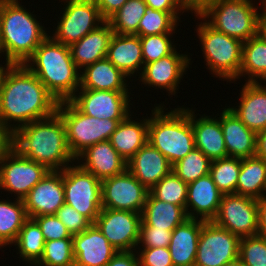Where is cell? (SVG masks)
Returning a JSON list of instances; mask_svg holds the SVG:
<instances>
[{
	"label": "cell",
	"mask_w": 266,
	"mask_h": 266,
	"mask_svg": "<svg viewBox=\"0 0 266 266\" xmlns=\"http://www.w3.org/2000/svg\"><path fill=\"white\" fill-rule=\"evenodd\" d=\"M188 184L173 171L163 177L149 192L161 201L186 208Z\"/></svg>",
	"instance_id": "40"
},
{
	"label": "cell",
	"mask_w": 266,
	"mask_h": 266,
	"mask_svg": "<svg viewBox=\"0 0 266 266\" xmlns=\"http://www.w3.org/2000/svg\"><path fill=\"white\" fill-rule=\"evenodd\" d=\"M173 34L175 33L140 36L144 65L159 60L162 57L171 54L176 48H178L176 46L177 43H174Z\"/></svg>",
	"instance_id": "42"
},
{
	"label": "cell",
	"mask_w": 266,
	"mask_h": 266,
	"mask_svg": "<svg viewBox=\"0 0 266 266\" xmlns=\"http://www.w3.org/2000/svg\"><path fill=\"white\" fill-rule=\"evenodd\" d=\"M258 235L266 238V196L258 199Z\"/></svg>",
	"instance_id": "52"
},
{
	"label": "cell",
	"mask_w": 266,
	"mask_h": 266,
	"mask_svg": "<svg viewBox=\"0 0 266 266\" xmlns=\"http://www.w3.org/2000/svg\"><path fill=\"white\" fill-rule=\"evenodd\" d=\"M102 18L107 21L128 0H95Z\"/></svg>",
	"instance_id": "50"
},
{
	"label": "cell",
	"mask_w": 266,
	"mask_h": 266,
	"mask_svg": "<svg viewBox=\"0 0 266 266\" xmlns=\"http://www.w3.org/2000/svg\"><path fill=\"white\" fill-rule=\"evenodd\" d=\"M240 168V158L226 157L211 161L209 174L223 195L236 193Z\"/></svg>",
	"instance_id": "38"
},
{
	"label": "cell",
	"mask_w": 266,
	"mask_h": 266,
	"mask_svg": "<svg viewBox=\"0 0 266 266\" xmlns=\"http://www.w3.org/2000/svg\"><path fill=\"white\" fill-rule=\"evenodd\" d=\"M203 223L188 218L172 231L168 249L174 266H194Z\"/></svg>",
	"instance_id": "30"
},
{
	"label": "cell",
	"mask_w": 266,
	"mask_h": 266,
	"mask_svg": "<svg viewBox=\"0 0 266 266\" xmlns=\"http://www.w3.org/2000/svg\"><path fill=\"white\" fill-rule=\"evenodd\" d=\"M32 219L40 227L45 241L72 238L70 232L56 215L36 216Z\"/></svg>",
	"instance_id": "46"
},
{
	"label": "cell",
	"mask_w": 266,
	"mask_h": 266,
	"mask_svg": "<svg viewBox=\"0 0 266 266\" xmlns=\"http://www.w3.org/2000/svg\"><path fill=\"white\" fill-rule=\"evenodd\" d=\"M147 8L144 0H128L107 22L115 34L136 35Z\"/></svg>",
	"instance_id": "37"
},
{
	"label": "cell",
	"mask_w": 266,
	"mask_h": 266,
	"mask_svg": "<svg viewBox=\"0 0 266 266\" xmlns=\"http://www.w3.org/2000/svg\"><path fill=\"white\" fill-rule=\"evenodd\" d=\"M29 218L55 215L65 203L63 170H49L23 198Z\"/></svg>",
	"instance_id": "18"
},
{
	"label": "cell",
	"mask_w": 266,
	"mask_h": 266,
	"mask_svg": "<svg viewBox=\"0 0 266 266\" xmlns=\"http://www.w3.org/2000/svg\"><path fill=\"white\" fill-rule=\"evenodd\" d=\"M239 259L246 266H266V238L260 235L240 238Z\"/></svg>",
	"instance_id": "43"
},
{
	"label": "cell",
	"mask_w": 266,
	"mask_h": 266,
	"mask_svg": "<svg viewBox=\"0 0 266 266\" xmlns=\"http://www.w3.org/2000/svg\"><path fill=\"white\" fill-rule=\"evenodd\" d=\"M236 194L260 199L266 196V161L257 156L241 159Z\"/></svg>",
	"instance_id": "32"
},
{
	"label": "cell",
	"mask_w": 266,
	"mask_h": 266,
	"mask_svg": "<svg viewBox=\"0 0 266 266\" xmlns=\"http://www.w3.org/2000/svg\"><path fill=\"white\" fill-rule=\"evenodd\" d=\"M45 239L38 224L29 218L19 231L16 241L12 244L22 261L30 266H35L44 252Z\"/></svg>",
	"instance_id": "35"
},
{
	"label": "cell",
	"mask_w": 266,
	"mask_h": 266,
	"mask_svg": "<svg viewBox=\"0 0 266 266\" xmlns=\"http://www.w3.org/2000/svg\"><path fill=\"white\" fill-rule=\"evenodd\" d=\"M255 156L266 161V128L257 133Z\"/></svg>",
	"instance_id": "54"
},
{
	"label": "cell",
	"mask_w": 266,
	"mask_h": 266,
	"mask_svg": "<svg viewBox=\"0 0 266 266\" xmlns=\"http://www.w3.org/2000/svg\"><path fill=\"white\" fill-rule=\"evenodd\" d=\"M72 240L74 266H106L118 252L94 223Z\"/></svg>",
	"instance_id": "19"
},
{
	"label": "cell",
	"mask_w": 266,
	"mask_h": 266,
	"mask_svg": "<svg viewBox=\"0 0 266 266\" xmlns=\"http://www.w3.org/2000/svg\"><path fill=\"white\" fill-rule=\"evenodd\" d=\"M12 145L20 155L44 165L48 170H63L76 163L67 144L65 123L57 111L47 118L15 129Z\"/></svg>",
	"instance_id": "2"
},
{
	"label": "cell",
	"mask_w": 266,
	"mask_h": 266,
	"mask_svg": "<svg viewBox=\"0 0 266 266\" xmlns=\"http://www.w3.org/2000/svg\"><path fill=\"white\" fill-rule=\"evenodd\" d=\"M183 13L184 12H163L147 8L144 16L139 22L138 33L136 35L140 37L179 32V22H182L180 20V15H183Z\"/></svg>",
	"instance_id": "36"
},
{
	"label": "cell",
	"mask_w": 266,
	"mask_h": 266,
	"mask_svg": "<svg viewBox=\"0 0 266 266\" xmlns=\"http://www.w3.org/2000/svg\"><path fill=\"white\" fill-rule=\"evenodd\" d=\"M55 215L65 225L71 235L85 231L92 224L87 217L66 203L57 210Z\"/></svg>",
	"instance_id": "45"
},
{
	"label": "cell",
	"mask_w": 266,
	"mask_h": 266,
	"mask_svg": "<svg viewBox=\"0 0 266 266\" xmlns=\"http://www.w3.org/2000/svg\"><path fill=\"white\" fill-rule=\"evenodd\" d=\"M28 219L23 200L12 201L9 197L0 199V249L12 247Z\"/></svg>",
	"instance_id": "34"
},
{
	"label": "cell",
	"mask_w": 266,
	"mask_h": 266,
	"mask_svg": "<svg viewBox=\"0 0 266 266\" xmlns=\"http://www.w3.org/2000/svg\"><path fill=\"white\" fill-rule=\"evenodd\" d=\"M212 221L239 238L258 235V199L225 194Z\"/></svg>",
	"instance_id": "14"
},
{
	"label": "cell",
	"mask_w": 266,
	"mask_h": 266,
	"mask_svg": "<svg viewBox=\"0 0 266 266\" xmlns=\"http://www.w3.org/2000/svg\"><path fill=\"white\" fill-rule=\"evenodd\" d=\"M211 160L197 148L190 151L183 159L172 165V171L185 183L189 184L209 174Z\"/></svg>",
	"instance_id": "39"
},
{
	"label": "cell",
	"mask_w": 266,
	"mask_h": 266,
	"mask_svg": "<svg viewBox=\"0 0 266 266\" xmlns=\"http://www.w3.org/2000/svg\"><path fill=\"white\" fill-rule=\"evenodd\" d=\"M58 103L24 64L0 67V124L12 132L24 124L53 115Z\"/></svg>",
	"instance_id": "1"
},
{
	"label": "cell",
	"mask_w": 266,
	"mask_h": 266,
	"mask_svg": "<svg viewBox=\"0 0 266 266\" xmlns=\"http://www.w3.org/2000/svg\"><path fill=\"white\" fill-rule=\"evenodd\" d=\"M106 58L128 76L132 82L137 81V76H140L144 68L140 37L138 35L114 33L110 40ZM133 77L135 79H131Z\"/></svg>",
	"instance_id": "25"
},
{
	"label": "cell",
	"mask_w": 266,
	"mask_h": 266,
	"mask_svg": "<svg viewBox=\"0 0 266 266\" xmlns=\"http://www.w3.org/2000/svg\"><path fill=\"white\" fill-rule=\"evenodd\" d=\"M240 77L245 82H266V41L259 34L243 42Z\"/></svg>",
	"instance_id": "33"
},
{
	"label": "cell",
	"mask_w": 266,
	"mask_h": 266,
	"mask_svg": "<svg viewBox=\"0 0 266 266\" xmlns=\"http://www.w3.org/2000/svg\"><path fill=\"white\" fill-rule=\"evenodd\" d=\"M134 112L118 124L109 139L113 148L127 162L148 142V116L139 119L133 117Z\"/></svg>",
	"instance_id": "28"
},
{
	"label": "cell",
	"mask_w": 266,
	"mask_h": 266,
	"mask_svg": "<svg viewBox=\"0 0 266 266\" xmlns=\"http://www.w3.org/2000/svg\"><path fill=\"white\" fill-rule=\"evenodd\" d=\"M240 238L213 221H204L194 266H223L239 258Z\"/></svg>",
	"instance_id": "12"
},
{
	"label": "cell",
	"mask_w": 266,
	"mask_h": 266,
	"mask_svg": "<svg viewBox=\"0 0 266 266\" xmlns=\"http://www.w3.org/2000/svg\"><path fill=\"white\" fill-rule=\"evenodd\" d=\"M223 266H246V265L243 264L242 261L239 258H237L236 260H234L232 262H229V263H226Z\"/></svg>",
	"instance_id": "56"
},
{
	"label": "cell",
	"mask_w": 266,
	"mask_h": 266,
	"mask_svg": "<svg viewBox=\"0 0 266 266\" xmlns=\"http://www.w3.org/2000/svg\"><path fill=\"white\" fill-rule=\"evenodd\" d=\"M106 266H139L137 251H119Z\"/></svg>",
	"instance_id": "49"
},
{
	"label": "cell",
	"mask_w": 266,
	"mask_h": 266,
	"mask_svg": "<svg viewBox=\"0 0 266 266\" xmlns=\"http://www.w3.org/2000/svg\"><path fill=\"white\" fill-rule=\"evenodd\" d=\"M172 231L167 229L153 228L140 223L139 241L137 248L168 247Z\"/></svg>",
	"instance_id": "44"
},
{
	"label": "cell",
	"mask_w": 266,
	"mask_h": 266,
	"mask_svg": "<svg viewBox=\"0 0 266 266\" xmlns=\"http://www.w3.org/2000/svg\"><path fill=\"white\" fill-rule=\"evenodd\" d=\"M12 148V131L0 124V162Z\"/></svg>",
	"instance_id": "51"
},
{
	"label": "cell",
	"mask_w": 266,
	"mask_h": 266,
	"mask_svg": "<svg viewBox=\"0 0 266 266\" xmlns=\"http://www.w3.org/2000/svg\"><path fill=\"white\" fill-rule=\"evenodd\" d=\"M139 266H174L168 247L136 248Z\"/></svg>",
	"instance_id": "47"
},
{
	"label": "cell",
	"mask_w": 266,
	"mask_h": 266,
	"mask_svg": "<svg viewBox=\"0 0 266 266\" xmlns=\"http://www.w3.org/2000/svg\"><path fill=\"white\" fill-rule=\"evenodd\" d=\"M131 95H134L131 91L78 89L69 101L87 116L99 119H125L134 111L131 110Z\"/></svg>",
	"instance_id": "13"
},
{
	"label": "cell",
	"mask_w": 266,
	"mask_h": 266,
	"mask_svg": "<svg viewBox=\"0 0 266 266\" xmlns=\"http://www.w3.org/2000/svg\"><path fill=\"white\" fill-rule=\"evenodd\" d=\"M195 111L196 109L194 110L192 107L191 124L195 147L211 161L228 157L220 120L216 116L212 118V115H201Z\"/></svg>",
	"instance_id": "26"
},
{
	"label": "cell",
	"mask_w": 266,
	"mask_h": 266,
	"mask_svg": "<svg viewBox=\"0 0 266 266\" xmlns=\"http://www.w3.org/2000/svg\"><path fill=\"white\" fill-rule=\"evenodd\" d=\"M113 34L110 24L105 21L81 40L69 46L72 59L80 71L94 62L106 58Z\"/></svg>",
	"instance_id": "29"
},
{
	"label": "cell",
	"mask_w": 266,
	"mask_h": 266,
	"mask_svg": "<svg viewBox=\"0 0 266 266\" xmlns=\"http://www.w3.org/2000/svg\"><path fill=\"white\" fill-rule=\"evenodd\" d=\"M3 56V57H2ZM2 57L5 58V53H4V49H3V46H2V42H1V33H0V58ZM3 65L0 64V67H2Z\"/></svg>",
	"instance_id": "57"
},
{
	"label": "cell",
	"mask_w": 266,
	"mask_h": 266,
	"mask_svg": "<svg viewBox=\"0 0 266 266\" xmlns=\"http://www.w3.org/2000/svg\"><path fill=\"white\" fill-rule=\"evenodd\" d=\"M49 170L42 164L20 155L13 148L0 162V190L21 199L42 180Z\"/></svg>",
	"instance_id": "11"
},
{
	"label": "cell",
	"mask_w": 266,
	"mask_h": 266,
	"mask_svg": "<svg viewBox=\"0 0 266 266\" xmlns=\"http://www.w3.org/2000/svg\"><path fill=\"white\" fill-rule=\"evenodd\" d=\"M177 48L169 55L144 65L143 71L137 80L148 88L162 89L167 95L176 97L183 76L186 75L189 65H192L191 53H180ZM190 54V55H189ZM192 60V61H191Z\"/></svg>",
	"instance_id": "15"
},
{
	"label": "cell",
	"mask_w": 266,
	"mask_h": 266,
	"mask_svg": "<svg viewBox=\"0 0 266 266\" xmlns=\"http://www.w3.org/2000/svg\"><path fill=\"white\" fill-rule=\"evenodd\" d=\"M59 20L49 35L59 43L70 46L105 22L95 0H61ZM63 12V13H62ZM56 26V27H55Z\"/></svg>",
	"instance_id": "9"
},
{
	"label": "cell",
	"mask_w": 266,
	"mask_h": 266,
	"mask_svg": "<svg viewBox=\"0 0 266 266\" xmlns=\"http://www.w3.org/2000/svg\"><path fill=\"white\" fill-rule=\"evenodd\" d=\"M196 23L194 30L200 41L202 56L206 69L227 83H234L239 80V72L242 63L243 42L237 38L219 32L208 25L198 14H194Z\"/></svg>",
	"instance_id": "6"
},
{
	"label": "cell",
	"mask_w": 266,
	"mask_h": 266,
	"mask_svg": "<svg viewBox=\"0 0 266 266\" xmlns=\"http://www.w3.org/2000/svg\"><path fill=\"white\" fill-rule=\"evenodd\" d=\"M260 9L258 16V34L266 41V7L261 6Z\"/></svg>",
	"instance_id": "55"
},
{
	"label": "cell",
	"mask_w": 266,
	"mask_h": 266,
	"mask_svg": "<svg viewBox=\"0 0 266 266\" xmlns=\"http://www.w3.org/2000/svg\"><path fill=\"white\" fill-rule=\"evenodd\" d=\"M222 196L210 174L189 183L185 208L187 217L212 221L217 215Z\"/></svg>",
	"instance_id": "21"
},
{
	"label": "cell",
	"mask_w": 266,
	"mask_h": 266,
	"mask_svg": "<svg viewBox=\"0 0 266 266\" xmlns=\"http://www.w3.org/2000/svg\"><path fill=\"white\" fill-rule=\"evenodd\" d=\"M127 170L148 190L172 171L168 159L149 142L127 162Z\"/></svg>",
	"instance_id": "24"
},
{
	"label": "cell",
	"mask_w": 266,
	"mask_h": 266,
	"mask_svg": "<svg viewBox=\"0 0 266 266\" xmlns=\"http://www.w3.org/2000/svg\"><path fill=\"white\" fill-rule=\"evenodd\" d=\"M186 219H188V217L181 206L156 199L149 192L141 213V221L145 225L173 231Z\"/></svg>",
	"instance_id": "31"
},
{
	"label": "cell",
	"mask_w": 266,
	"mask_h": 266,
	"mask_svg": "<svg viewBox=\"0 0 266 266\" xmlns=\"http://www.w3.org/2000/svg\"><path fill=\"white\" fill-rule=\"evenodd\" d=\"M75 162L100 181L121 174L127 169V161L119 155L109 140L86 148L75 158Z\"/></svg>",
	"instance_id": "20"
},
{
	"label": "cell",
	"mask_w": 266,
	"mask_h": 266,
	"mask_svg": "<svg viewBox=\"0 0 266 266\" xmlns=\"http://www.w3.org/2000/svg\"><path fill=\"white\" fill-rule=\"evenodd\" d=\"M57 112L65 123L67 144L74 158L93 144L109 140L118 124L124 120L87 116L69 100L60 101Z\"/></svg>",
	"instance_id": "8"
},
{
	"label": "cell",
	"mask_w": 266,
	"mask_h": 266,
	"mask_svg": "<svg viewBox=\"0 0 266 266\" xmlns=\"http://www.w3.org/2000/svg\"><path fill=\"white\" fill-rule=\"evenodd\" d=\"M63 185L65 203L94 223L102 209L101 181L73 163L63 169Z\"/></svg>",
	"instance_id": "10"
},
{
	"label": "cell",
	"mask_w": 266,
	"mask_h": 266,
	"mask_svg": "<svg viewBox=\"0 0 266 266\" xmlns=\"http://www.w3.org/2000/svg\"><path fill=\"white\" fill-rule=\"evenodd\" d=\"M260 8L253 0H216L198 15L215 30L244 42L258 34Z\"/></svg>",
	"instance_id": "7"
},
{
	"label": "cell",
	"mask_w": 266,
	"mask_h": 266,
	"mask_svg": "<svg viewBox=\"0 0 266 266\" xmlns=\"http://www.w3.org/2000/svg\"><path fill=\"white\" fill-rule=\"evenodd\" d=\"M141 213L102 208L94 224L119 251L136 250L139 241Z\"/></svg>",
	"instance_id": "17"
},
{
	"label": "cell",
	"mask_w": 266,
	"mask_h": 266,
	"mask_svg": "<svg viewBox=\"0 0 266 266\" xmlns=\"http://www.w3.org/2000/svg\"><path fill=\"white\" fill-rule=\"evenodd\" d=\"M220 120L228 157L249 158L256 154L257 133L249 129L228 106L220 110Z\"/></svg>",
	"instance_id": "23"
},
{
	"label": "cell",
	"mask_w": 266,
	"mask_h": 266,
	"mask_svg": "<svg viewBox=\"0 0 266 266\" xmlns=\"http://www.w3.org/2000/svg\"><path fill=\"white\" fill-rule=\"evenodd\" d=\"M164 106L163 103H155L154 107L151 104L152 110L148 117V142L173 165L196 148L191 109L178 105L165 112L168 108Z\"/></svg>",
	"instance_id": "5"
},
{
	"label": "cell",
	"mask_w": 266,
	"mask_h": 266,
	"mask_svg": "<svg viewBox=\"0 0 266 266\" xmlns=\"http://www.w3.org/2000/svg\"><path fill=\"white\" fill-rule=\"evenodd\" d=\"M20 0H0V33L5 53L1 64H24L49 35L41 18ZM41 21V22H40ZM6 62V63H5Z\"/></svg>",
	"instance_id": "3"
},
{
	"label": "cell",
	"mask_w": 266,
	"mask_h": 266,
	"mask_svg": "<svg viewBox=\"0 0 266 266\" xmlns=\"http://www.w3.org/2000/svg\"><path fill=\"white\" fill-rule=\"evenodd\" d=\"M260 1V0H258ZM260 6L262 7H266V0H261V2H259Z\"/></svg>",
	"instance_id": "58"
},
{
	"label": "cell",
	"mask_w": 266,
	"mask_h": 266,
	"mask_svg": "<svg viewBox=\"0 0 266 266\" xmlns=\"http://www.w3.org/2000/svg\"><path fill=\"white\" fill-rule=\"evenodd\" d=\"M237 105L228 106L251 130L258 133L266 128V82H245L241 85Z\"/></svg>",
	"instance_id": "22"
},
{
	"label": "cell",
	"mask_w": 266,
	"mask_h": 266,
	"mask_svg": "<svg viewBox=\"0 0 266 266\" xmlns=\"http://www.w3.org/2000/svg\"><path fill=\"white\" fill-rule=\"evenodd\" d=\"M35 266H74L72 238L46 241L43 255Z\"/></svg>",
	"instance_id": "41"
},
{
	"label": "cell",
	"mask_w": 266,
	"mask_h": 266,
	"mask_svg": "<svg viewBox=\"0 0 266 266\" xmlns=\"http://www.w3.org/2000/svg\"><path fill=\"white\" fill-rule=\"evenodd\" d=\"M102 208L142 213L149 190L127 169L101 181Z\"/></svg>",
	"instance_id": "16"
},
{
	"label": "cell",
	"mask_w": 266,
	"mask_h": 266,
	"mask_svg": "<svg viewBox=\"0 0 266 266\" xmlns=\"http://www.w3.org/2000/svg\"><path fill=\"white\" fill-rule=\"evenodd\" d=\"M148 8L163 12H187L181 0H144Z\"/></svg>",
	"instance_id": "48"
},
{
	"label": "cell",
	"mask_w": 266,
	"mask_h": 266,
	"mask_svg": "<svg viewBox=\"0 0 266 266\" xmlns=\"http://www.w3.org/2000/svg\"><path fill=\"white\" fill-rule=\"evenodd\" d=\"M130 78L107 58L86 66L80 72V88L90 90L133 91ZM129 81V82H128ZM128 87V88H127Z\"/></svg>",
	"instance_id": "27"
},
{
	"label": "cell",
	"mask_w": 266,
	"mask_h": 266,
	"mask_svg": "<svg viewBox=\"0 0 266 266\" xmlns=\"http://www.w3.org/2000/svg\"><path fill=\"white\" fill-rule=\"evenodd\" d=\"M24 65L58 102L69 100L80 88L81 71L72 59L69 46L56 42L50 35Z\"/></svg>",
	"instance_id": "4"
},
{
	"label": "cell",
	"mask_w": 266,
	"mask_h": 266,
	"mask_svg": "<svg viewBox=\"0 0 266 266\" xmlns=\"http://www.w3.org/2000/svg\"><path fill=\"white\" fill-rule=\"evenodd\" d=\"M214 1L216 0H184V8L193 16V13L198 14L207 4Z\"/></svg>",
	"instance_id": "53"
}]
</instances>
